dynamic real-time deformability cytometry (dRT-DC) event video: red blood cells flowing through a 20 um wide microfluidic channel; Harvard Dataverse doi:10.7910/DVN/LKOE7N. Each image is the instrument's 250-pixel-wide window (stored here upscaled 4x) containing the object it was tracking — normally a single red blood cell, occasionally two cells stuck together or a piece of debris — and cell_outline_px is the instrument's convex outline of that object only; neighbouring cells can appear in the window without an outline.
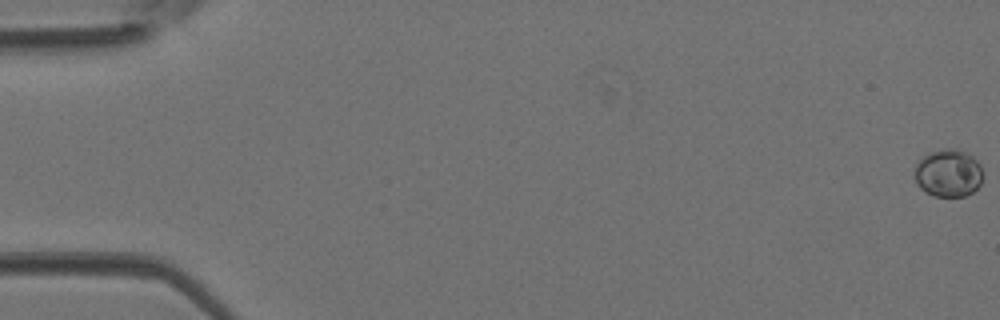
{"species": "Egyptian fruit bat (a non-hibernating species)", "species_latin": "Rousettus aegyptiacus", "temperature_condition": "room temperature", "stored_images_in_passage": 45, "camera_frame_rate_fps": 3000, "um_per_image_px": 0.085, "animal": {"sex": "female"}, "frame": {"image": 1, "passage_image": 1, "time_ms": 0.0, "image_size_px": [1000, 320], "cell_outline_px": [[980, 184], [972, 192], [964, 196], [936, 196], [920, 188], [916, 184], [916, 164], [928, 152], [948, 148], [960, 148], [972, 156], [980, 164]], "centroid_in_image_um": [80.6, 14.69], "position_along_channel_um": 4.4, "area_um2": 18.67}}
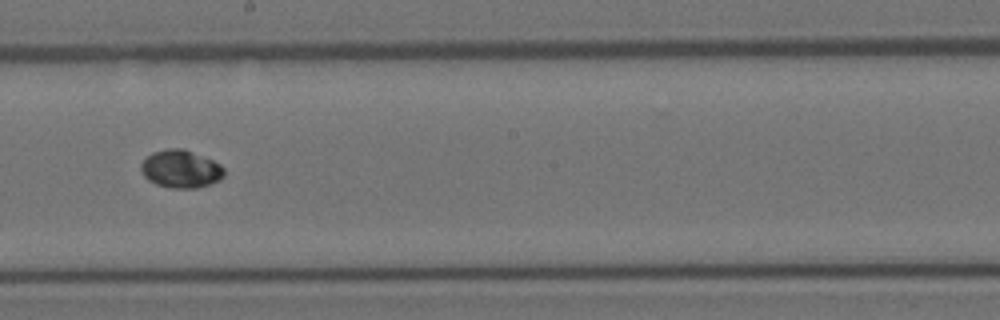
{"frame": {"image": 2, "passage_image": 26, "time_ms": 8.333, "image_size_px": [1000, 320], "cell_outline_px": [[224, 176], [220, 180], [196, 188], [172, 188], [156, 184], [148, 180], [144, 176], [140, 168], [140, 164], [152, 152], [168, 148], [184, 148], [212, 160], [220, 164], [224, 168]], "centroid_in_image_um": [15.36, 14.35], "position_along_channel_um": 232.8, "area_um2": 18.32}}
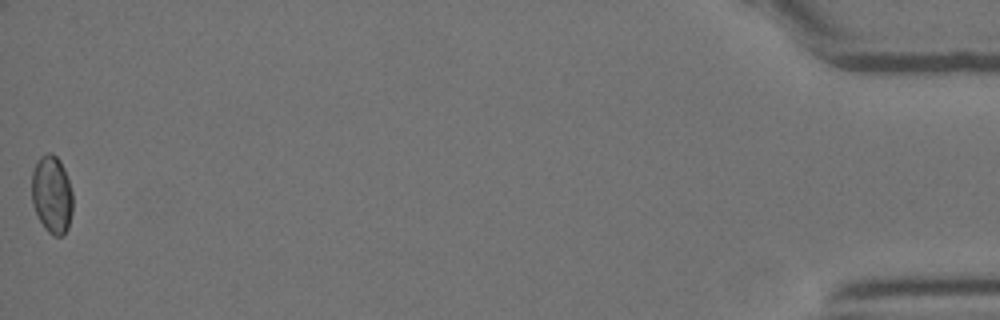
{"frame": {"image": 3, "passage_image": 45, "time_ms": 14.667, "image_size_px": [1000, 320], "cell_outline_px": [[72, 212], [68, 228], [64, 236], [52, 236], [44, 228], [32, 204], [32, 172], [40, 156], [48, 152], [52, 152], [60, 160], [64, 168], [72, 192]], "centroid_in_image_um": [4.41, 16.54], "position_along_channel_um": 430.8, "area_um2": 18.73}}